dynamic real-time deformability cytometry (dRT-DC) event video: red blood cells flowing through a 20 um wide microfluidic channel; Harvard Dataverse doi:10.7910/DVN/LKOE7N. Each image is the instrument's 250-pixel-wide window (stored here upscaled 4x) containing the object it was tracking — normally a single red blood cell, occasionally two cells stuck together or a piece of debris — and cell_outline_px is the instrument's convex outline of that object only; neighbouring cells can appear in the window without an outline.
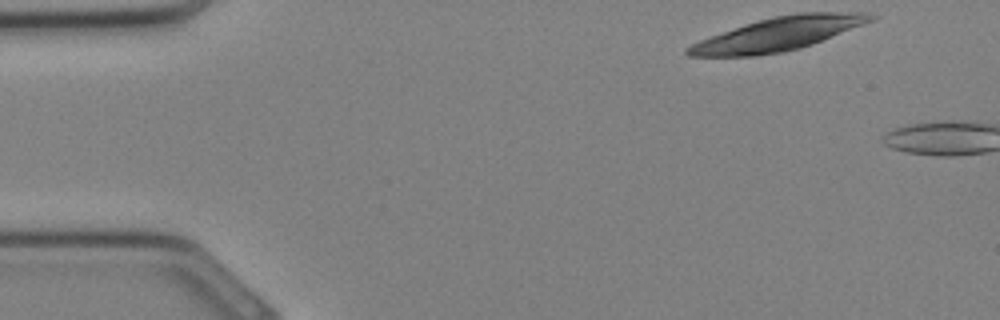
{"species": "Egyptian fruit bat (a non-hibernating species)", "species_latin": "Rousettus aegyptiacus", "temperature_condition": "cold", "stored_images_in_passage": 3, "camera_frame_rate_fps": 3000, "um_per_image_px": 0.085, "animal": {"sex": "female"}, "frame": {"image": 1, "passage_image": 1, "time_ms": 0.0, "image_size_px": [1000, 320], "cell_outline_px": [[876, 20], [812, 44], [800, 48], [780, 52], [756, 56], [688, 56], [684, 52], [684, 48], [700, 40], [744, 24], [776, 16], [796, 12], [868, 12], [876, 16]], "centroid_in_image_um": [66.18, 2.88], "position_along_channel_um": 18.8, "area_um2": 35.49}}